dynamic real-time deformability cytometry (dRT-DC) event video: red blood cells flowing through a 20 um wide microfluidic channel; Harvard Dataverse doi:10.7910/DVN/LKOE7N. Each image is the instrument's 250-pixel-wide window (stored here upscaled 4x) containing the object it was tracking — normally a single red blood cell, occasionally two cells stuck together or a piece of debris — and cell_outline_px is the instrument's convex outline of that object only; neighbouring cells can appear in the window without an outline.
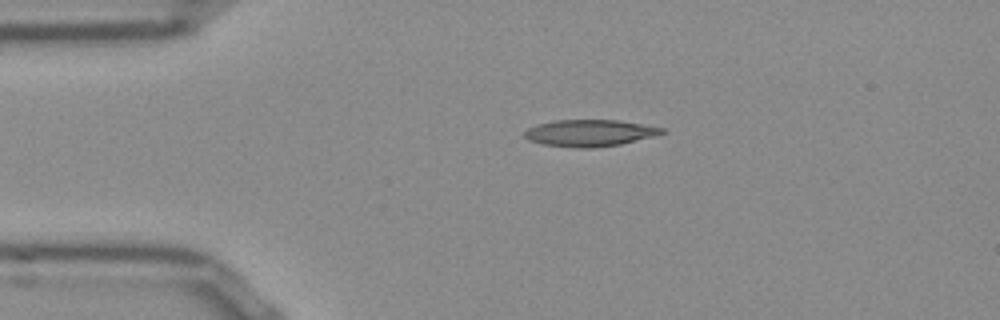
{"species": "Egyptian fruit bat (a non-hibernating species)", "species_latin": "Rousettus aegyptiacus", "temperature_condition": "room temperature", "stored_images_in_passage": 42, "camera_frame_rate_fps": 3000, "um_per_image_px": 0.085, "frame": {"image": 1, "passage_image": 1, "time_ms": 0.0, "image_size_px": [1000, 320], "cell_outline_px": [[668, 132], [656, 136], [620, 144], [592, 148], [576, 148], [544, 144], [528, 140], [524, 136], [524, 132], [528, 128], [536, 124], [552, 120], [616, 120], [664, 128]], "centroid_in_image_um": [50.12, 11.3], "position_along_channel_um": 34.9, "area_um2": 21.44}}
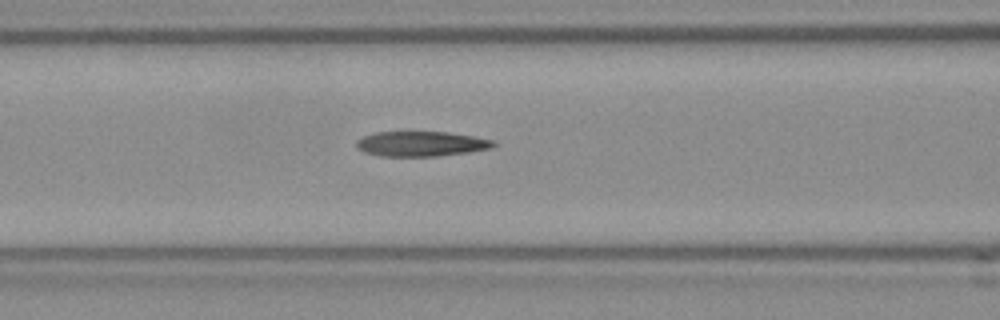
{"frame": {"image": 2, "passage_image": 11, "time_ms": 3.333, "image_size_px": [1000, 320], "cell_outline_px": [[496, 144], [492, 148], [468, 152], [436, 156], [380, 156], [364, 152], [356, 148], [356, 140], [364, 136], [376, 132], [448, 132], [496, 140]], "centroid_in_image_um": [35.8, 12.22], "position_along_channel_um": 130.8, "area_um2": 20.0}}
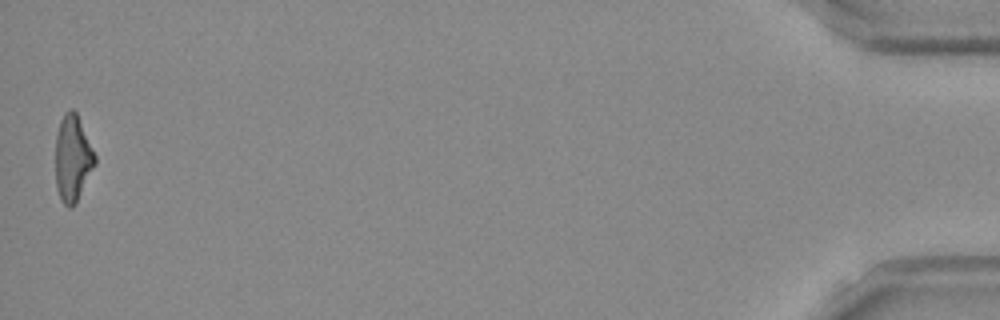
{"frame": {"image": 3, "passage_image": 42, "time_ms": 13.667, "image_size_px": [1000, 320], "cell_outline_px": [[96, 164], [76, 204], [72, 208], [68, 208], [60, 200], [56, 188], [56, 132], [60, 120], [64, 112], [68, 108], [72, 108], [76, 112], [96, 156]], "centroid_in_image_um": [6.17, 13.48], "position_along_channel_um": 429.0, "area_um2": 20.11}, "authors_computed_cell_mechanics": {"area_um2": 20.4612, "velocity_mm_per_s": 3.8575, "shape_relaxation_time_tau1_ms": 9.4121, "shape_relaxation_time_tau2_ms": 4.7216, "deformation_change_tau1": 0.2788, "deformation_change_tau2": 0.1457}}